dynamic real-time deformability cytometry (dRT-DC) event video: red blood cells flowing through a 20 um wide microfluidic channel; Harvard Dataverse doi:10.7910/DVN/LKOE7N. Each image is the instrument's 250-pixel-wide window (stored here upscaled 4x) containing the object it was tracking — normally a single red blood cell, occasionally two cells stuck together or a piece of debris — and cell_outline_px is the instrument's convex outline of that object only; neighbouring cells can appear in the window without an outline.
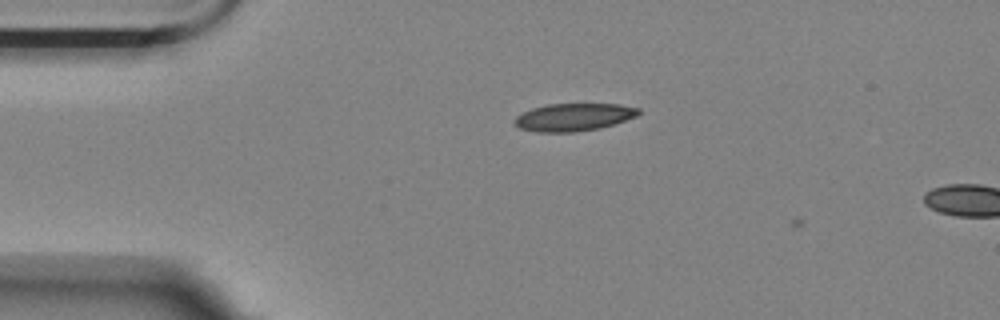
{"species": "Egyptian fruit bat (a non-hibernating species)", "species_latin": "Rousettus aegyptiacus", "temperature_condition": "room temperature", "stored_images_in_passage": 6, "camera_frame_rate_fps": 3000, "um_per_image_px": 0.085, "animal": {"sex": "female"}, "frame": {"image": 1, "passage_image": 3, "time_ms": 0.667, "image_size_px": [1000, 320], "cell_outline_px": [[640, 112], [636, 116], [600, 128], [576, 132], [536, 132], [520, 128], [512, 120], [516, 116], [532, 108], [548, 104], [620, 104], [640, 108]], "centroid_in_image_um": [48.75, 9.95], "position_along_channel_um": 36.3, "area_um2": 19.88}}